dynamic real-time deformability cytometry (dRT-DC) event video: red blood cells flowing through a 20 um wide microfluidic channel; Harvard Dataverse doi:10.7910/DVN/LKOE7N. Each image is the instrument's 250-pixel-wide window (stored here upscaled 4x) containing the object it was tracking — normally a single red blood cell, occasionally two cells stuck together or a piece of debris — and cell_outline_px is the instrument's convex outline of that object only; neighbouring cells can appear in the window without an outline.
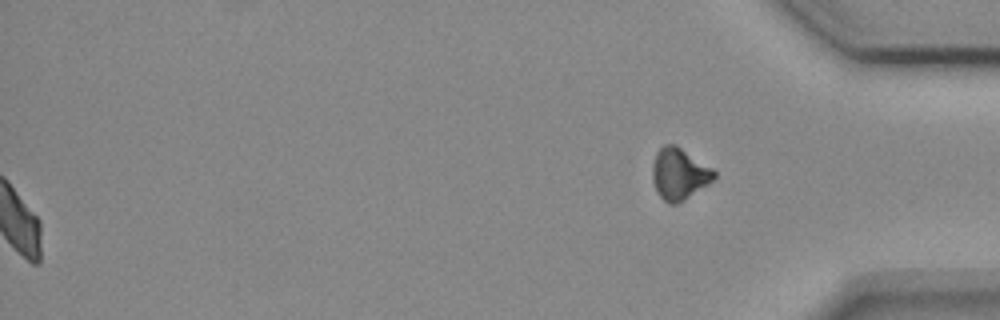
{"species": "common noctule bat (a hibernating species)", "species_latin": "Nyctalus noctula", "temperature_condition": "cold", "stored_images_in_passage": 55, "segment_of_instrument_passage": [2, 2], "camera_frame_rate_fps": 3000, "um_per_image_px": 0.085, "animal": {"sex": "female", "body_mass_g": 18.4}, "frame": {"image": 1, "passage_image": 55, "time_ms": 18.0, "image_size_px": [1000, 320], "cell_outline_px": [[716, 176], [708, 184], [684, 200], [676, 204], [668, 204], [656, 192], [652, 180], [652, 164], [656, 152], [664, 144], [676, 144], [712, 168], [716, 172]], "centroid_in_image_um": [57.7, 14.77], "position_along_channel_um": 377.5, "area_um2": 18.61}}